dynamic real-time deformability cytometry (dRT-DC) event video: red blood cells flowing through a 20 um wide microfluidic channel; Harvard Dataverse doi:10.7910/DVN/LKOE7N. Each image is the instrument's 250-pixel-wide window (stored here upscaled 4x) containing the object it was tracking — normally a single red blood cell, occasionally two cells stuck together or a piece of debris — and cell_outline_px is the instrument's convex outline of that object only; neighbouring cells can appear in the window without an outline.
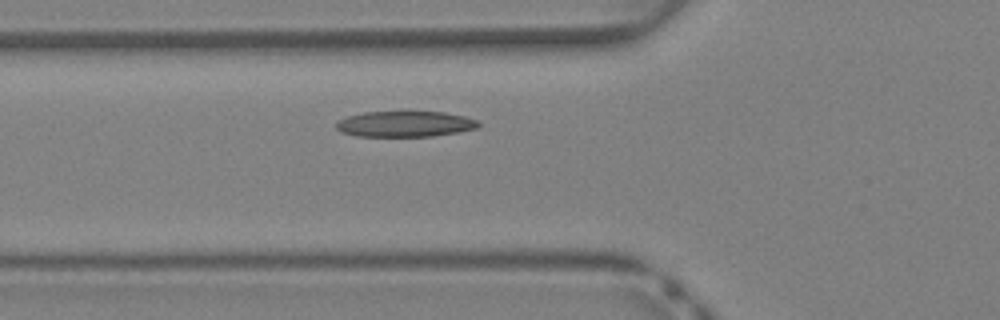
{"species": "Egyptian fruit bat (a non-hibernating species)", "species_latin": "Rousettus aegyptiacus", "temperature_condition": "warm", "stored_images_in_passage": 28, "camera_frame_rate_fps": 3000, "um_per_image_px": 0.085, "animal": {"sex": "female"}, "frame": {"image": 1, "passage_image": 2, "time_ms": 0.333, "image_size_px": [1000, 320], "cell_outline_px": [[480, 124], [476, 128], [460, 132], [432, 136], [356, 136], [340, 132], [336, 128], [336, 124], [340, 120], [348, 116], [364, 112], [444, 112], [464, 116], [476, 120]], "centroid_in_image_um": [34.42, 10.54], "position_along_channel_um": 91.4, "area_um2": 21.21}}
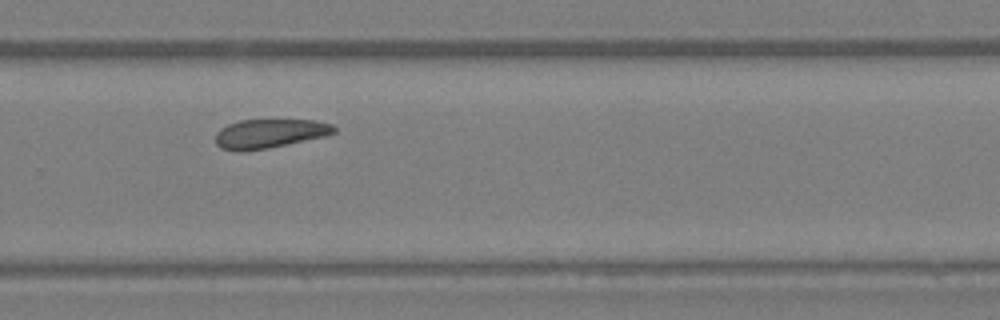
{"frame": {"image": 2, "passage_image": 15, "time_ms": 4.667, "image_size_px": [1000, 320], "cell_outline_px": [[336, 132], [324, 136], [268, 148], [244, 152], [240, 152], [220, 148], [216, 144], [216, 132], [220, 128], [228, 124], [240, 120], [316, 120], [332, 124], [336, 128]], "centroid_in_image_um": [22.88, 11.35], "position_along_channel_um": 306.9, "area_um2": 20.11}}
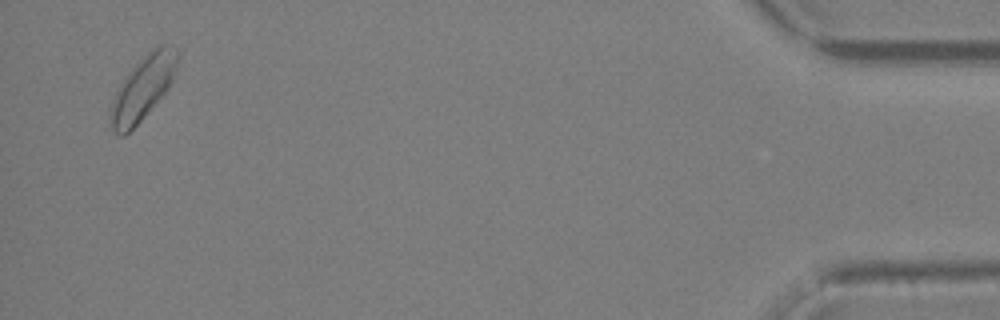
{"frame": {"image": 3, "passage_image": 27, "time_ms": 8.667, "image_size_px": [1000, 320], "cell_outline_px": [[180, 56], [176, 72], [168, 88], [144, 116], [124, 136], [120, 136], [112, 128], [108, 116], [116, 92], [124, 76], [148, 52], [160, 44], [172, 44], [180, 48]], "centroid_in_image_um": [12.19, 7.41], "position_along_channel_um": 423.0, "area_um2": 24.85}}